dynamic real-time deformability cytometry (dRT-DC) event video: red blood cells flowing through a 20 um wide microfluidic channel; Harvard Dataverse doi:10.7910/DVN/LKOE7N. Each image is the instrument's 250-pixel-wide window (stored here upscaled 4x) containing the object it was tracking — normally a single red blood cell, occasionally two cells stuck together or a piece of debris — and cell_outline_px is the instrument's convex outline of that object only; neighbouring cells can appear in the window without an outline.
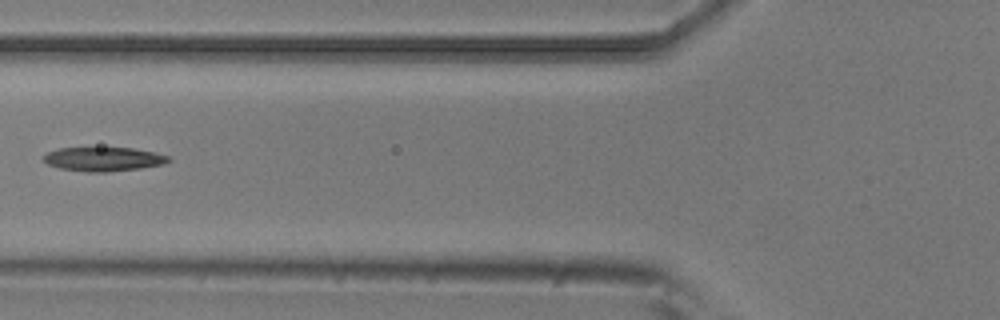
{"species": "common noctule bat (a hibernating species)", "species_latin": "Nyctalus noctula", "temperature_condition": "room temperature", "stored_images_in_passage": 6, "camera_frame_rate_fps": 3000, "um_per_image_px": 0.085, "animal": {"sex": "male", "body_mass_g": 20.5, "forearm_length_mm": 52.5}, "frame": {"image": 1, "passage_image": 5, "time_ms": 1.333, "image_size_px": [1000, 320], "cell_outline_px": [[172, 160], [164, 164], [140, 168], [108, 172], [88, 172], [60, 168], [48, 164], [44, 160], [44, 156], [48, 152], [60, 148], [132, 148], [156, 152], [168, 156]], "centroid_in_image_um": [8.84, 13.52], "position_along_channel_um": 117.0, "area_um2": 17.4}}
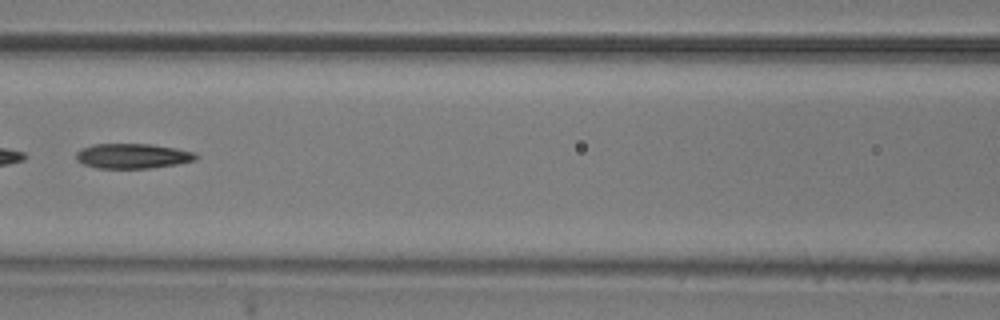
{"frame": {"image": 2, "passage_image": 6, "time_ms": 1.667, "image_size_px": [1000, 320], "cell_outline_px": [[200, 156], [196, 160], [176, 164], [148, 168], [96, 168], [84, 164], [76, 160], [76, 152], [80, 148], [92, 144], [152, 144], [176, 148], [196, 152]], "centroid_in_image_um": [11.28, 13.25], "position_along_channel_um": 155.3, "area_um2": 17.57}}